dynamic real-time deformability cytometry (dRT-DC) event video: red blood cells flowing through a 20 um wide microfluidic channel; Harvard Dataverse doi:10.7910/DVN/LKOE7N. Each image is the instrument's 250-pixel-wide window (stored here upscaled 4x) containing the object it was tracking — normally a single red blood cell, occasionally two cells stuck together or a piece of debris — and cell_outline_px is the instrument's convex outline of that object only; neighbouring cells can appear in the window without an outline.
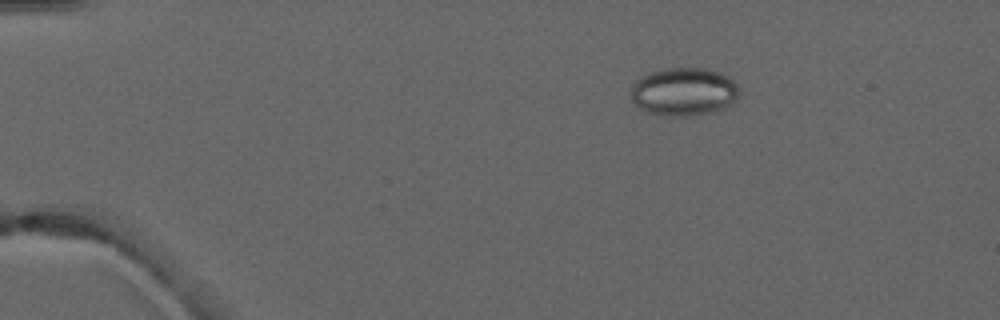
{"species": "common noctule bat (a hibernating species)", "species_latin": "Nyctalus noctula", "temperature_condition": "warm", "stored_images_in_passage": 4, "camera_frame_rate_fps": 3000, "um_per_image_px": 0.085, "animal": {"sex": "male", "forearm_length_mm": 52.5}, "frame": {"image": 1, "passage_image": 2, "time_ms": 2.0, "image_size_px": [1000, 320], "cell_outline_px": [[740, 92], [736, 100], [732, 104], [724, 108], [708, 112], [688, 116], [672, 116], [648, 112], [640, 108], [632, 100], [632, 84], [640, 76], [648, 72], [664, 68], [704, 68], [720, 72], [728, 76], [736, 84]], "centroid_in_image_um": [58.13, 7.77], "position_along_channel_um": 26.9, "area_um2": 30.4}}